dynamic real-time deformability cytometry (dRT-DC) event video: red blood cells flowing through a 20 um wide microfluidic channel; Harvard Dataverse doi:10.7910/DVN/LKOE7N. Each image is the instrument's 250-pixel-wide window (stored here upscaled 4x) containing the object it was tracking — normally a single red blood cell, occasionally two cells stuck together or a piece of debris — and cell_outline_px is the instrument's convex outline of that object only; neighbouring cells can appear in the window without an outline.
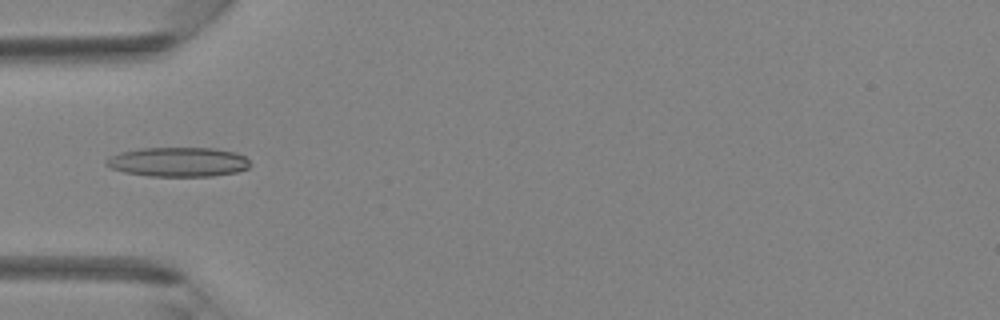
{"species": "Egyptian fruit bat (a non-hibernating species)", "species_latin": "Rousettus aegyptiacus", "temperature_condition": "room temperature", "stored_images_in_passage": 42, "camera_frame_rate_fps": 3000, "um_per_image_px": 0.085, "animal": {"sex": "female"}, "frame": {"image": 1, "passage_image": 14, "time_ms": 4.333, "image_size_px": [1000, 320], "cell_outline_px": [[252, 164], [248, 168], [236, 172], [212, 176], [148, 176], [124, 172], [112, 168], [104, 164], [104, 160], [120, 152], [140, 148], [212, 148], [236, 152], [244, 156]], "centroid_in_image_um": [15.15, 13.76], "position_along_channel_um": 69.9, "area_um2": 24.74}}
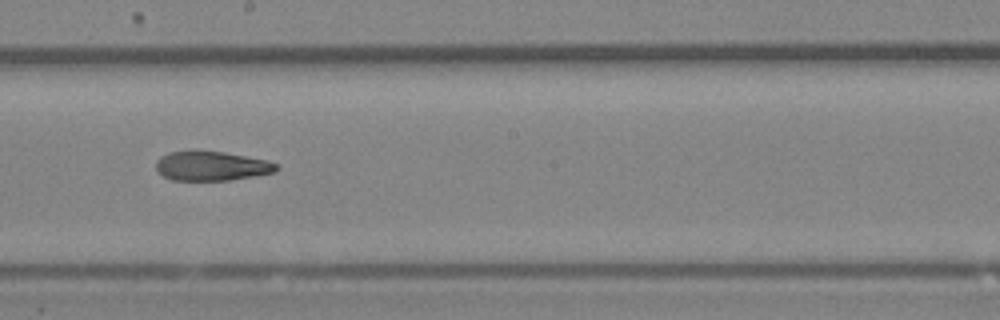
{"frame": {"image": 2, "passage_image": 24, "time_ms": 7.667, "image_size_px": [1000, 320], "cell_outline_px": [[280, 168], [276, 172], [256, 176], [228, 180], [172, 180], [164, 176], [156, 168], [156, 160], [160, 156], [168, 152], [224, 152], [268, 160], [276, 164]], "centroid_in_image_um": [18.02, 14.12], "position_along_channel_um": 230.2, "area_um2": 20.4}}
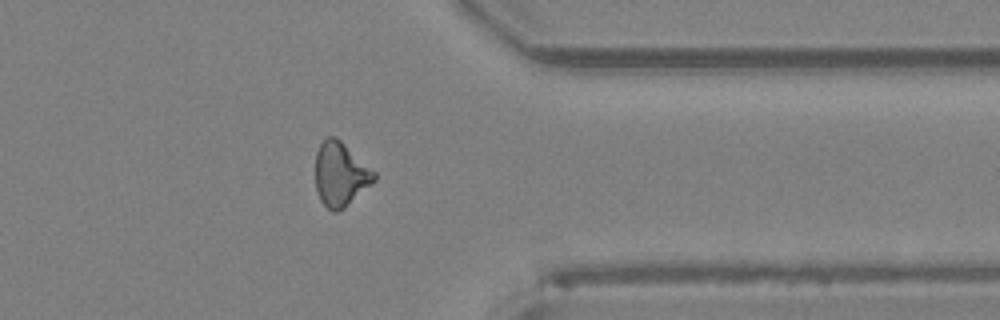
{"frame": {"image": 3, "passage_image": 34, "time_ms": 11.0, "image_size_px": [1000, 320], "cell_outline_px": [[376, 180], [344, 208], [336, 212], [332, 212], [320, 200], [316, 188], [316, 152], [320, 144], [328, 136], [336, 136], [376, 172]], "centroid_in_image_um": [28.94, 14.81], "position_along_channel_um": 382.5, "area_um2": 21.85}}